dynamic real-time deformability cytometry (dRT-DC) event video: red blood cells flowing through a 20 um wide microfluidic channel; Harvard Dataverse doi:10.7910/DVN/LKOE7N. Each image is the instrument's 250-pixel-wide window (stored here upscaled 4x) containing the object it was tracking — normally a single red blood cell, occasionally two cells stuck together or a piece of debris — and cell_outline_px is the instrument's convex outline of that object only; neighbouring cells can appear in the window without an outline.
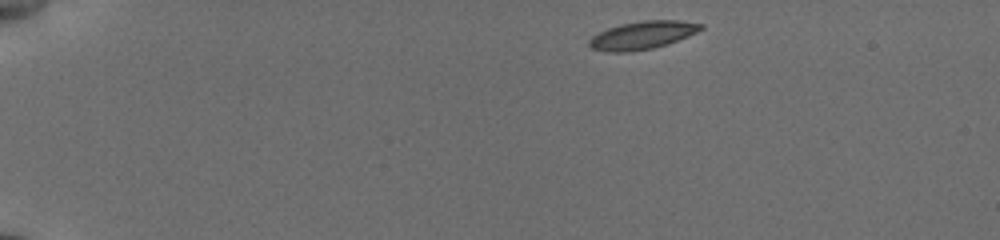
{"species": "common noctule bat (a hibernating species)", "species_latin": "Nyctalus noctula", "temperature_condition": "cold", "stored_images_in_passage": 46, "camera_frame_rate_fps": 3000, "um_per_image_px": 0.085, "animal": {"sex": "female", "body_mass_g": 19.5, "forearm_length_mm": 54.1}, "frame": {"image": 1, "passage_image": 1, "time_ms": 0.0, "image_size_px": [1000, 240], "cell_outline_px": [[704, 28], [688, 36], [668, 44], [652, 48], [628, 52], [608, 52], [592, 48], [588, 44], [588, 40], [592, 36], [608, 28], [620, 24], [644, 20], [680, 20], [704, 24]], "centroid_in_image_um": [54.62, 2.98], "position_along_channel_um": 30.4, "area_um2": 18.21}}
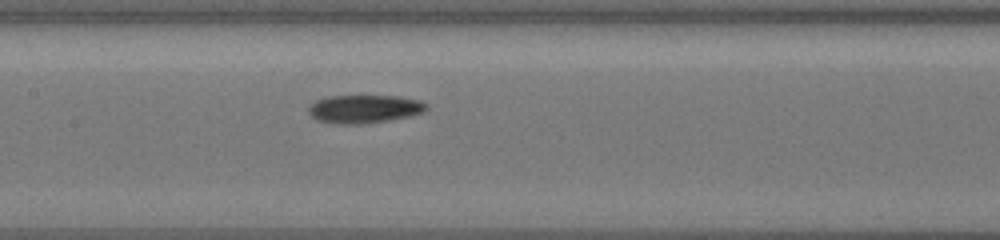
{"frame": {"image": 2, "passage_image": 20, "time_ms": 6.333, "image_size_px": [1000, 240], "cell_outline_px": [[428, 108], [420, 112], [408, 116], [388, 120], [360, 124], [336, 124], [316, 120], [308, 112], [308, 108], [316, 100], [328, 96], [400, 96], [420, 100], [428, 104]], "centroid_in_image_um": [30.95, 9.25], "position_along_channel_um": 176.5, "area_um2": 19.31}}
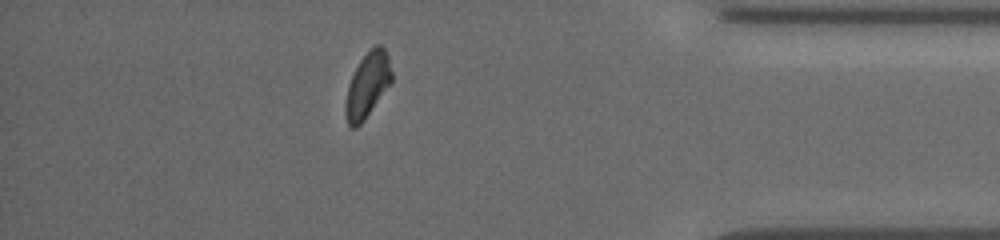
{"frame": {"image": 3, "passage_image": 40, "time_ms": 13.0, "image_size_px": [1000, 240], "cell_outline_px": [[392, 80], [364, 120], [356, 128], [352, 128], [348, 124], [344, 112], [344, 108], [348, 88], [352, 76], [360, 60], [376, 44], [380, 44], [384, 48], [388, 56], [392, 72]], "centroid_in_image_um": [31.23, 7.24], "position_along_channel_um": 404.0, "area_um2": 17.05}, "authors_computed_cell_mechanics": {"area_um2": 18.3226, "velocity_mm_per_s": 3.8066, "shape_relaxation_time_tau1_ms": 2.4465, "shape_relaxation_time_tau2_ms": 2.1231, "deformation_change_tau1": 0.0929, "deformation_change_tau2": 0.0778}}